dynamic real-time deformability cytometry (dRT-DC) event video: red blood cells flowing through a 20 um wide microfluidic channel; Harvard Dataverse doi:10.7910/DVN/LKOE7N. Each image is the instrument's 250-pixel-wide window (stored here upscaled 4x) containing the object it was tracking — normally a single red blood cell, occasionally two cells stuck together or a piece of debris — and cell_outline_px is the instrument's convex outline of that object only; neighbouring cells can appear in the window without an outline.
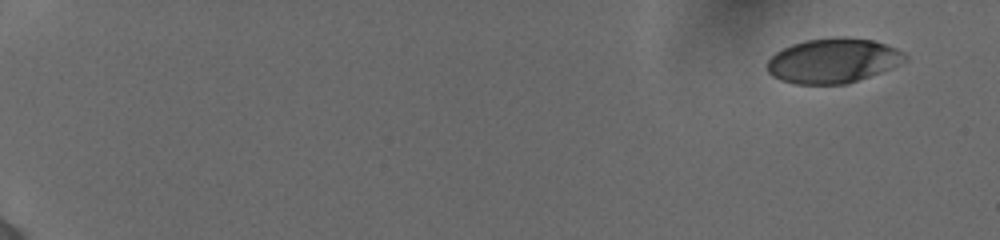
{"species": "human", "species_latin": "Homo sapiens", "temperature_condition": "cold", "stored_images_in_passage": 53, "camera_frame_rate_fps": 3000, "um_per_image_px": 0.085, "donor": {"sex": "female"}, "frame": {"image": 1, "passage_image": 1, "time_ms": 0.0, "image_size_px": [1000, 240], "cell_outline_px": [[904, 56], [888, 68], [880, 72], [848, 84], [796, 84], [780, 80], [772, 76], [768, 72], [768, 60], [776, 52], [792, 44], [808, 40], [836, 36], [844, 36], [872, 40], [896, 48], [904, 52]], "centroid_in_image_um": [70.73, 5.15], "position_along_channel_um": 14.3, "area_um2": 35.32}}
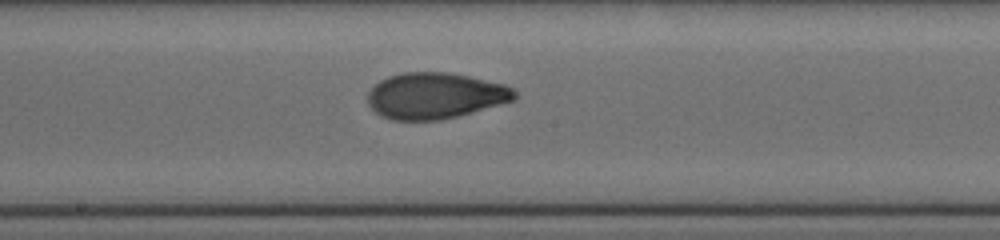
{"frame": {"image": 2, "passage_image": 31, "time_ms": 10.0, "image_size_px": [1000, 240], "cell_outline_px": [[516, 100], [456, 116], [440, 120], [392, 120], [380, 116], [368, 104], [368, 92], [380, 80], [388, 76], [404, 72], [448, 72], [468, 76], [504, 84], [512, 88], [516, 92]], "centroid_in_image_um": [36.98, 8.13], "position_along_channel_um": 211.2, "area_um2": 39.36}}
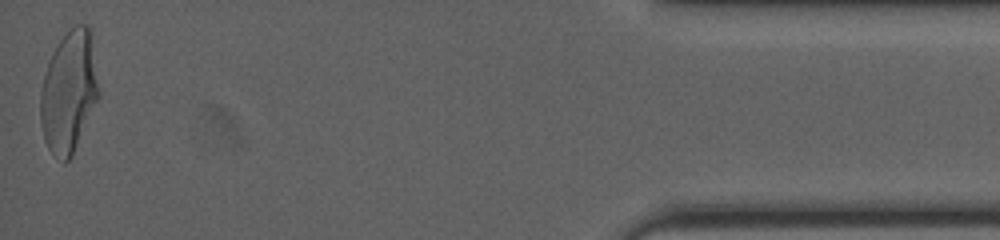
{"frame": {"image": 3, "passage_image": 53, "time_ms": 17.333, "image_size_px": [1000, 240], "cell_outline_px": [[100, 96], [72, 156], [64, 164], [48, 148], [44, 140], [40, 120], [40, 92], [44, 76], [52, 52], [60, 40], [76, 24], [88, 24], [92, 28], [100, 92]], "centroid_in_image_um": [5.89, 7.78], "position_along_channel_um": 429.3, "area_um2": 41.91}, "authors_computed_cell_mechanics": {"area_um2": 39.0728, "velocity_mm_per_s": 3.8776, "shape_relaxation_time_tau1_ms": 5.3216, "shape_relaxation_time_tau2_ms": 1.4128, "deformation_change_tau1": 0.2046, "deformation_change_tau2": 0.0628}}